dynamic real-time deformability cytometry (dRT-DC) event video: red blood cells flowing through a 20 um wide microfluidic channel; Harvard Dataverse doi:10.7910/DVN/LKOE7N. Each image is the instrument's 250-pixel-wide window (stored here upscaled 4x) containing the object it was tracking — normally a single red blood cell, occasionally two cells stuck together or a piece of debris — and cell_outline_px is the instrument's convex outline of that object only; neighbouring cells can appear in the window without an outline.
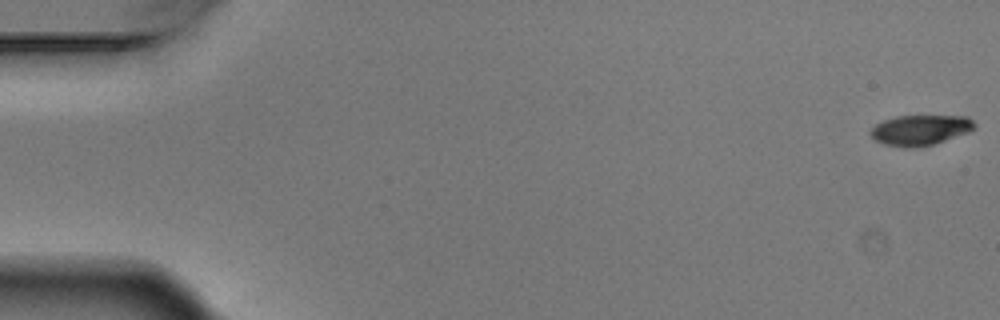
{"species": "Egyptian fruit bat (a non-hibernating species)", "species_latin": "Rousettus aegyptiacus", "temperature_condition": "warm", "stored_images_in_passage": 14, "camera_frame_rate_fps": 3000, "um_per_image_px": 0.085, "animal": {"sex": "male"}, "frame": {"image": 1, "passage_image": 1, "time_ms": 0.0, "image_size_px": [1000, 320], "cell_outline_px": [[976, 124], [968, 132], [932, 144], [916, 148], [904, 148], [884, 144], [872, 140], [868, 132], [876, 124], [884, 120], [896, 116], [968, 116]], "centroid_in_image_um": [78.15, 11.06], "position_along_channel_um": 6.8, "area_um2": 18.38}}
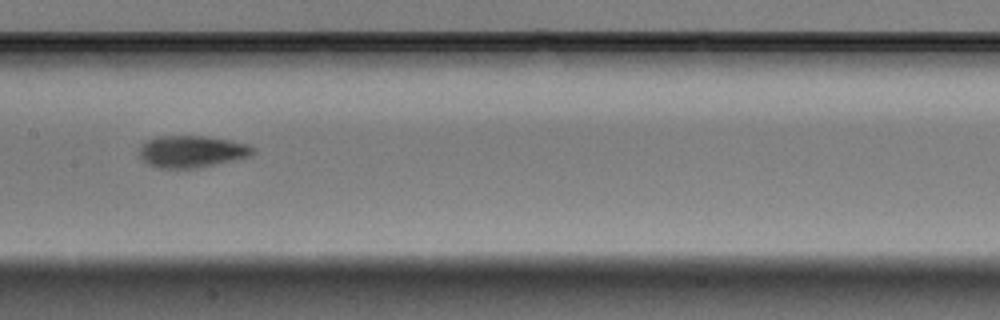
{"frame": {"image": 2, "passage_image": 8, "time_ms": 2.333, "image_size_px": [1000, 320], "cell_outline_px": [[256, 152], [248, 156], [232, 160], [192, 168], [156, 168], [140, 160], [140, 144], [156, 136], [204, 136], [228, 140], [248, 144], [256, 148]], "centroid_in_image_um": [16.25, 12.87], "position_along_channel_um": 191.1, "area_um2": 20.98}}
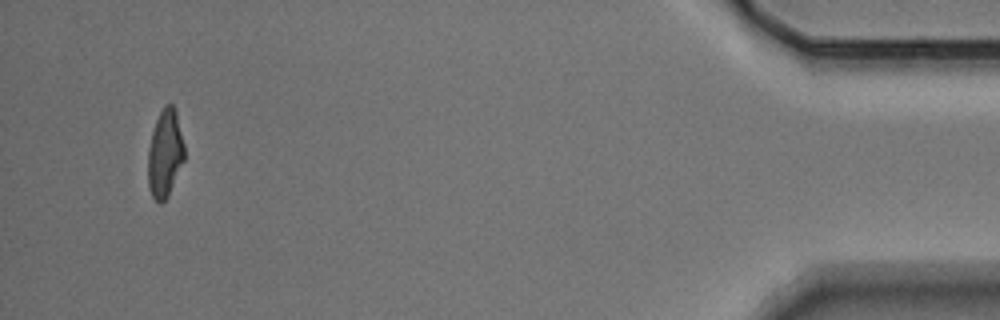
{"frame": {"image": 3, "passage_image": 14, "time_ms": 4.333, "image_size_px": [1000, 320], "cell_outline_px": [[184, 160], [168, 196], [160, 204], [152, 196], [148, 184], [148, 148], [152, 132], [156, 120], [164, 104], [172, 104], [176, 112], [184, 144]], "centroid_in_image_um": [14.02, 13.04], "position_along_channel_um": 421.2, "area_um2": 18.5}}